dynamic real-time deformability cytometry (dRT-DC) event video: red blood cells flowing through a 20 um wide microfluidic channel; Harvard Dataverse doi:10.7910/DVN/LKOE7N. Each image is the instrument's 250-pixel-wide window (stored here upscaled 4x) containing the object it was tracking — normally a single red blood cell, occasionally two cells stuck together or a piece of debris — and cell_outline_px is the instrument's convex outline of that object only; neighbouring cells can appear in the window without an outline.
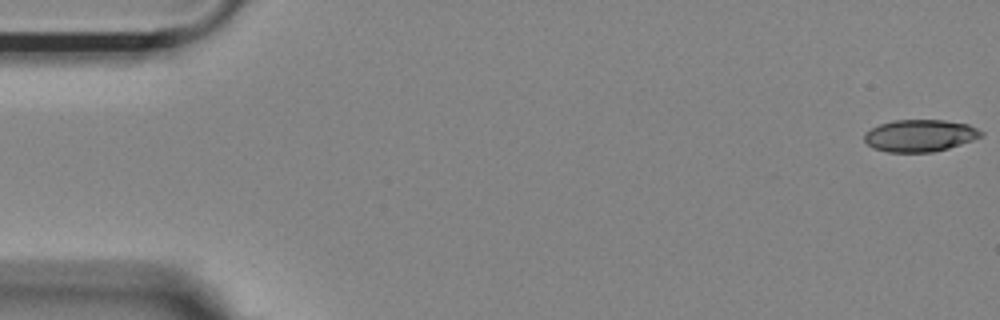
{"species": "Egyptian fruit bat (a non-hibernating species)", "species_latin": "Rousettus aegyptiacus", "temperature_condition": "room temperature", "stored_images_in_passage": 9, "camera_frame_rate_fps": 3000, "um_per_image_px": 0.085, "animal": {"sex": "female"}, "frame": {"image": 1, "passage_image": 1, "time_ms": 0.0, "image_size_px": [1000, 320], "cell_outline_px": [[984, 136], [948, 148], [932, 152], [888, 152], [872, 148], [864, 140], [864, 132], [880, 124], [892, 120], [944, 120], [968, 124], [984, 132]], "centroid_in_image_um": [78.18, 11.52], "position_along_channel_um": 6.8, "area_um2": 21.85}}